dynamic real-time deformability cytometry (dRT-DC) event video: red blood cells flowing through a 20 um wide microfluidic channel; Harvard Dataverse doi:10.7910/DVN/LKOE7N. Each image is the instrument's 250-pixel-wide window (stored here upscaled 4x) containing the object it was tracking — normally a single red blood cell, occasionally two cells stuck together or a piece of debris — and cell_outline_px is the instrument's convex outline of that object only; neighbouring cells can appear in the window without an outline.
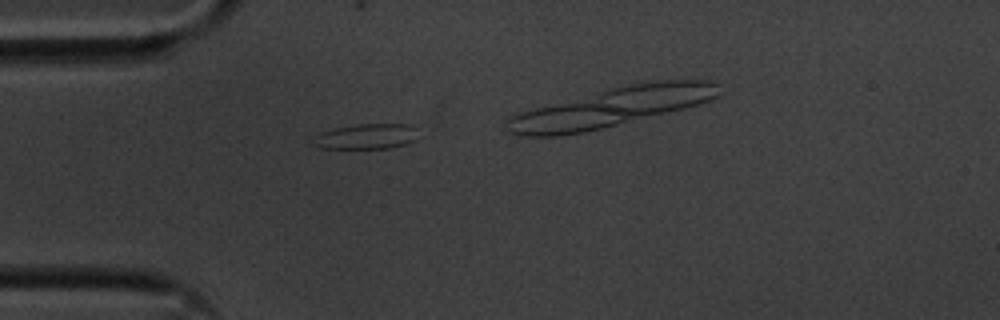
{"species": "common noctule bat (a hibernating species)", "species_latin": "Nyctalus noctula", "temperature_condition": "cold", "stored_images_in_passage": 22, "camera_frame_rate_fps": 3000, "um_per_image_px": 0.085, "animal": {"sex": "male", "body_mass_g": 20.1, "forearm_length_mm": 53.5}, "frame": {"image": 1, "passage_image": 1, "time_ms": 0.0, "image_size_px": [1000, 320], "cell_outline_px": [[416, 140], [408, 144], [388, 148], [320, 148], [312, 144], [316, 136], [320, 132], [336, 128], [356, 124], [412, 124], [416, 128]], "centroid_in_image_um": [31.18, 11.59], "position_along_channel_um": 53.8, "area_um2": 15.49}}
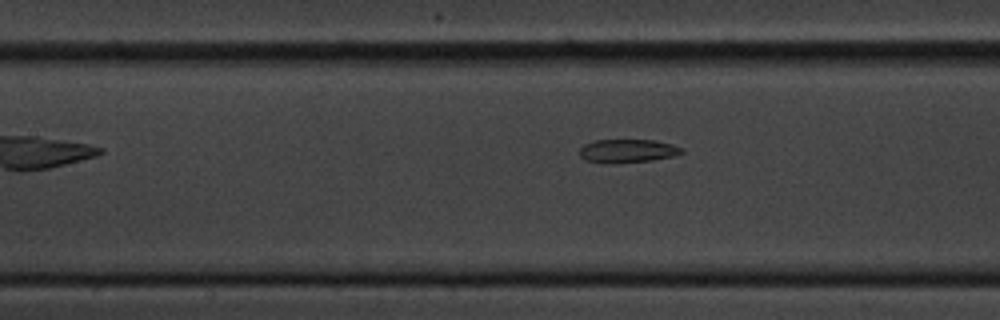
{"frame": {"image": 2, "passage_image": 10, "time_ms": 3.0, "image_size_px": [1000, 320], "cell_outline_px": [[684, 152], [672, 156], [652, 160], [608, 164], [584, 160], [580, 156], [580, 148], [584, 144], [592, 140], [656, 140], [672, 144], [684, 148]], "centroid_in_image_um": [53.32, 12.82], "position_along_channel_um": 154.1, "area_um2": 14.1}}
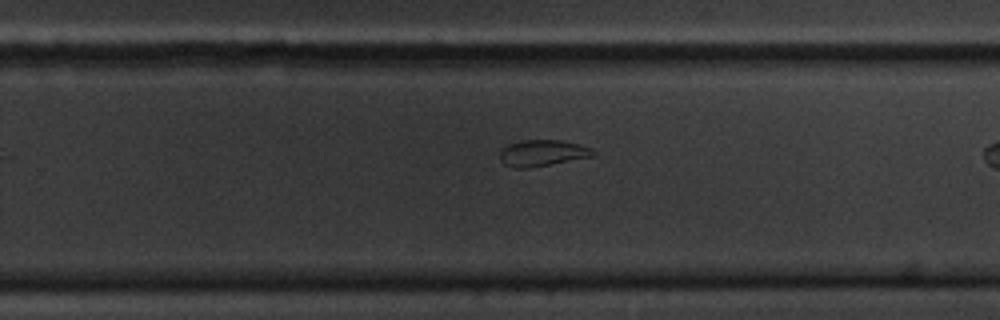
{"frame": {"image": 3, "passage_image": 21, "time_ms": 6.667, "image_size_px": [1000, 320], "cell_outline_px": [[596, 152], [592, 156], [528, 168], [512, 168], [504, 164], [500, 160], [500, 148], [508, 144], [520, 140], [560, 140], [576, 144], [588, 148]], "centroid_in_image_um": [46.0, 13.0], "position_along_channel_um": 283.8, "area_um2": 14.1}}